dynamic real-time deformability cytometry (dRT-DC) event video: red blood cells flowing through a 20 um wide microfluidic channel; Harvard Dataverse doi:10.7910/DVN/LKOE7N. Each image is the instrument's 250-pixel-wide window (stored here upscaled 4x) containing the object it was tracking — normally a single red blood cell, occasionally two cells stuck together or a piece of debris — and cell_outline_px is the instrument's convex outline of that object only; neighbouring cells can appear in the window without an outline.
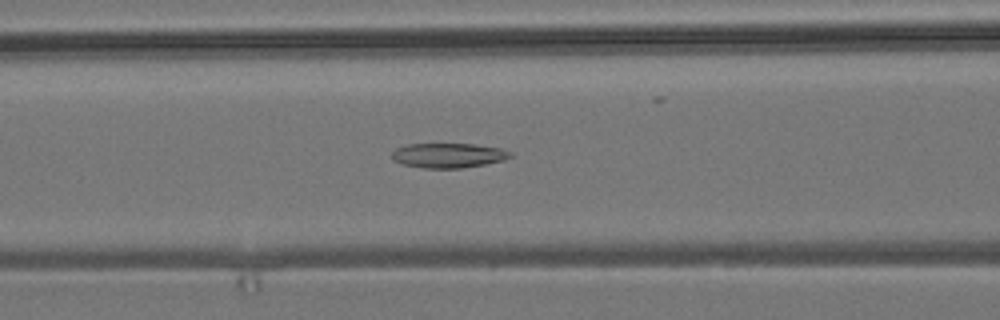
{"species": "common noctule bat (a hibernating species)", "species_latin": "Nyctalus noctula", "temperature_condition": "room temperature", "stored_images_in_passage": 37, "camera_frame_rate_fps": 3000, "um_per_image_px": 0.085, "animal": {"sex": "male", "body_mass_g": 19.2, "forearm_length_mm": 51.8}, "frame": {"image": 1, "passage_image": 5, "time_ms": 1.333, "image_size_px": [1000, 320], "cell_outline_px": [[512, 156], [504, 160], [484, 164], [460, 168], [424, 168], [404, 164], [392, 160], [392, 152], [396, 148], [408, 144], [472, 144], [500, 148], [512, 152]], "centroid_in_image_um": [38.1, 13.21], "position_along_channel_um": 128.5, "area_um2": 16.94}}
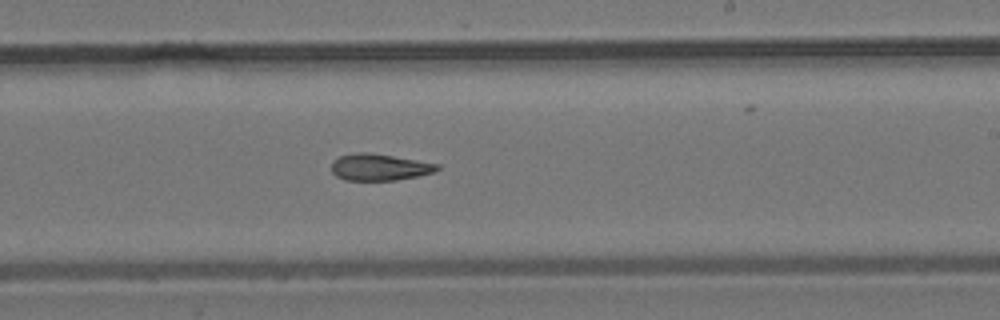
{"frame": {"image": 2, "passage_image": 15, "time_ms": 4.667, "image_size_px": [1000, 320], "cell_outline_px": [[440, 168], [436, 172], [396, 180], [344, 180], [336, 176], [332, 172], [332, 160], [340, 156], [356, 152], [364, 152], [392, 156], [440, 164]], "centroid_in_image_um": [32.24, 14.21], "position_along_channel_um": 256.8, "area_um2": 16.36}}
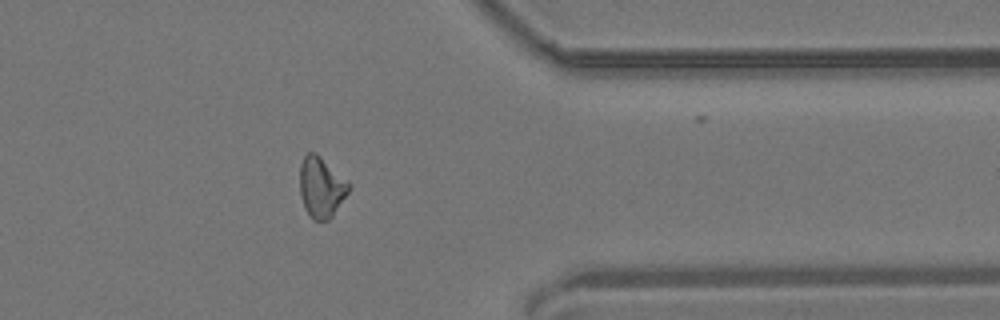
{"frame": {"image": 3, "passage_image": 26, "time_ms": 8.333, "image_size_px": [1000, 320], "cell_outline_px": [[352, 188], [332, 216], [328, 220], [312, 220], [304, 208], [300, 196], [300, 164], [304, 156], [308, 152], [316, 152], [348, 180], [352, 184]], "centroid_in_image_um": [27.32, 15.9], "position_along_channel_um": 384.1, "area_um2": 17.63}}